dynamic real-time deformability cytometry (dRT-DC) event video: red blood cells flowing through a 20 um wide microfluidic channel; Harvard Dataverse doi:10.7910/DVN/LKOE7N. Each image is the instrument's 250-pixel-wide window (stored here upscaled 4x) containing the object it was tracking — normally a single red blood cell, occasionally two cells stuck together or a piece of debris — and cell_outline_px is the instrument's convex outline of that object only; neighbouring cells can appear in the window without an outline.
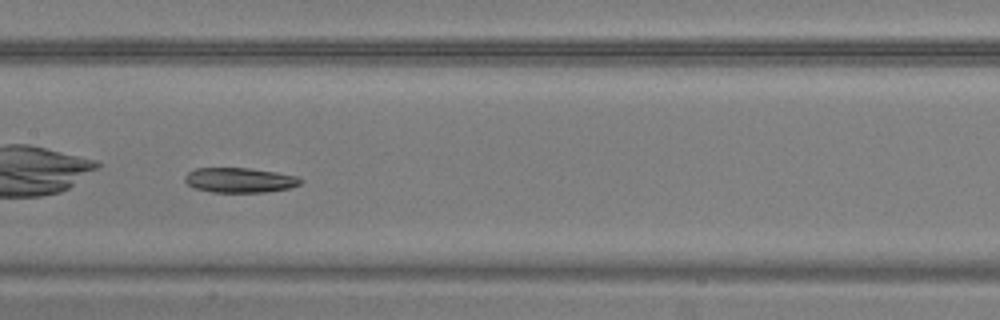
{"species": "common noctule bat (a hibernating species)", "species_latin": "Nyctalus noctula", "temperature_condition": "warm", "stored_images_in_passage": 29, "camera_frame_rate_fps": 3000, "um_per_image_px": 0.085, "animal": {"sex": "male", "body_mass_g": 20.5, "forearm_length_mm": 52.5}, "frame": {"image": 1, "passage_image": 9, "time_ms": 2.667, "image_size_px": [1000, 320], "cell_outline_px": [[304, 180], [300, 184], [292, 188], [264, 192], [212, 192], [192, 188], [184, 180], [184, 176], [188, 172], [196, 168], [248, 168], [276, 172], [296, 176]], "centroid_in_image_um": [20.37, 15.31], "position_along_channel_um": 187.0, "area_um2": 16.88}}